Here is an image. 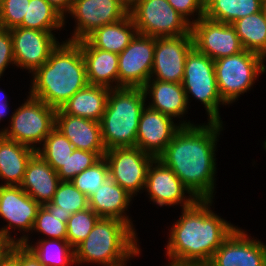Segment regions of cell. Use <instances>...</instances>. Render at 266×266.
Instances as JSON below:
<instances>
[{"instance_id":"1","label":"cell","mask_w":266,"mask_h":266,"mask_svg":"<svg viewBox=\"0 0 266 266\" xmlns=\"http://www.w3.org/2000/svg\"><path fill=\"white\" fill-rule=\"evenodd\" d=\"M222 122L182 126L158 157L197 200H212L216 173L215 147Z\"/></svg>"},{"instance_id":"2","label":"cell","mask_w":266,"mask_h":266,"mask_svg":"<svg viewBox=\"0 0 266 266\" xmlns=\"http://www.w3.org/2000/svg\"><path fill=\"white\" fill-rule=\"evenodd\" d=\"M212 200H196L182 209L167 244L170 261L209 264L215 251L236 228L212 212Z\"/></svg>"},{"instance_id":"3","label":"cell","mask_w":266,"mask_h":266,"mask_svg":"<svg viewBox=\"0 0 266 266\" xmlns=\"http://www.w3.org/2000/svg\"><path fill=\"white\" fill-rule=\"evenodd\" d=\"M86 64L77 41L60 43L48 60L33 73L29 94L60 109L77 91L88 85Z\"/></svg>"},{"instance_id":"4","label":"cell","mask_w":266,"mask_h":266,"mask_svg":"<svg viewBox=\"0 0 266 266\" xmlns=\"http://www.w3.org/2000/svg\"><path fill=\"white\" fill-rule=\"evenodd\" d=\"M137 240L135 229L128 223L100 218L87 238L74 248L75 263L125 265L127 259L140 253Z\"/></svg>"},{"instance_id":"5","label":"cell","mask_w":266,"mask_h":266,"mask_svg":"<svg viewBox=\"0 0 266 266\" xmlns=\"http://www.w3.org/2000/svg\"><path fill=\"white\" fill-rule=\"evenodd\" d=\"M146 98L142 87L110 89L105 112L100 121L101 137L106 150L135 147L138 124Z\"/></svg>"},{"instance_id":"6","label":"cell","mask_w":266,"mask_h":266,"mask_svg":"<svg viewBox=\"0 0 266 266\" xmlns=\"http://www.w3.org/2000/svg\"><path fill=\"white\" fill-rule=\"evenodd\" d=\"M265 60L247 50L214 60L218 91L226 104L234 102L252 87L257 76L266 70Z\"/></svg>"},{"instance_id":"7","label":"cell","mask_w":266,"mask_h":266,"mask_svg":"<svg viewBox=\"0 0 266 266\" xmlns=\"http://www.w3.org/2000/svg\"><path fill=\"white\" fill-rule=\"evenodd\" d=\"M182 86L189 102V94L200 100L208 113L209 122H222L219 104L222 100L216 81L214 60L193 47L186 56Z\"/></svg>"},{"instance_id":"8","label":"cell","mask_w":266,"mask_h":266,"mask_svg":"<svg viewBox=\"0 0 266 266\" xmlns=\"http://www.w3.org/2000/svg\"><path fill=\"white\" fill-rule=\"evenodd\" d=\"M28 98L13 113L10 128H5L0 133L6 138L37 150V143L42 144L56 126L57 109L31 95Z\"/></svg>"},{"instance_id":"9","label":"cell","mask_w":266,"mask_h":266,"mask_svg":"<svg viewBox=\"0 0 266 266\" xmlns=\"http://www.w3.org/2000/svg\"><path fill=\"white\" fill-rule=\"evenodd\" d=\"M129 14L141 35L157 38L191 34V24L167 0H139Z\"/></svg>"},{"instance_id":"10","label":"cell","mask_w":266,"mask_h":266,"mask_svg":"<svg viewBox=\"0 0 266 266\" xmlns=\"http://www.w3.org/2000/svg\"><path fill=\"white\" fill-rule=\"evenodd\" d=\"M109 168V178L130 195L145 188L148 169L155 157L138 147H115L103 156Z\"/></svg>"},{"instance_id":"11","label":"cell","mask_w":266,"mask_h":266,"mask_svg":"<svg viewBox=\"0 0 266 266\" xmlns=\"http://www.w3.org/2000/svg\"><path fill=\"white\" fill-rule=\"evenodd\" d=\"M194 47L212 60L238 54L244 49L232 24L214 21L203 16L192 20Z\"/></svg>"},{"instance_id":"12","label":"cell","mask_w":266,"mask_h":266,"mask_svg":"<svg viewBox=\"0 0 266 266\" xmlns=\"http://www.w3.org/2000/svg\"><path fill=\"white\" fill-rule=\"evenodd\" d=\"M155 37L136 34L129 45L118 54L120 87H143L151 78Z\"/></svg>"},{"instance_id":"13","label":"cell","mask_w":266,"mask_h":266,"mask_svg":"<svg viewBox=\"0 0 266 266\" xmlns=\"http://www.w3.org/2000/svg\"><path fill=\"white\" fill-rule=\"evenodd\" d=\"M68 13L77 21L68 41H79L99 27L124 19L129 10L119 0H74Z\"/></svg>"},{"instance_id":"14","label":"cell","mask_w":266,"mask_h":266,"mask_svg":"<svg viewBox=\"0 0 266 266\" xmlns=\"http://www.w3.org/2000/svg\"><path fill=\"white\" fill-rule=\"evenodd\" d=\"M194 47L191 34L178 37H155L151 77L171 83H182L185 59Z\"/></svg>"},{"instance_id":"15","label":"cell","mask_w":266,"mask_h":266,"mask_svg":"<svg viewBox=\"0 0 266 266\" xmlns=\"http://www.w3.org/2000/svg\"><path fill=\"white\" fill-rule=\"evenodd\" d=\"M16 66L34 73L59 44L52 31L15 27L10 29Z\"/></svg>"},{"instance_id":"16","label":"cell","mask_w":266,"mask_h":266,"mask_svg":"<svg viewBox=\"0 0 266 266\" xmlns=\"http://www.w3.org/2000/svg\"><path fill=\"white\" fill-rule=\"evenodd\" d=\"M40 207L20 186L0 185V216L8 221V225L0 229V236L17 244L9 229L14 226V229L32 231Z\"/></svg>"},{"instance_id":"17","label":"cell","mask_w":266,"mask_h":266,"mask_svg":"<svg viewBox=\"0 0 266 266\" xmlns=\"http://www.w3.org/2000/svg\"><path fill=\"white\" fill-rule=\"evenodd\" d=\"M172 119L157 110L145 107L139 120L135 147L158 158L182 126L193 125L189 121H183L177 126Z\"/></svg>"},{"instance_id":"18","label":"cell","mask_w":266,"mask_h":266,"mask_svg":"<svg viewBox=\"0 0 266 266\" xmlns=\"http://www.w3.org/2000/svg\"><path fill=\"white\" fill-rule=\"evenodd\" d=\"M208 266H266V245L250 239L237 227L215 251Z\"/></svg>"},{"instance_id":"19","label":"cell","mask_w":266,"mask_h":266,"mask_svg":"<svg viewBox=\"0 0 266 266\" xmlns=\"http://www.w3.org/2000/svg\"><path fill=\"white\" fill-rule=\"evenodd\" d=\"M144 189H147L150 199L159 206H174L181 203L182 208H187L197 200L179 177L158 158L152 161L148 169ZM186 192L190 194L188 199Z\"/></svg>"},{"instance_id":"20","label":"cell","mask_w":266,"mask_h":266,"mask_svg":"<svg viewBox=\"0 0 266 266\" xmlns=\"http://www.w3.org/2000/svg\"><path fill=\"white\" fill-rule=\"evenodd\" d=\"M55 127L68 138L75 149L106 152L101 137L100 122L71 116L57 109Z\"/></svg>"},{"instance_id":"21","label":"cell","mask_w":266,"mask_h":266,"mask_svg":"<svg viewBox=\"0 0 266 266\" xmlns=\"http://www.w3.org/2000/svg\"><path fill=\"white\" fill-rule=\"evenodd\" d=\"M60 182L56 171L36 152L26 166L20 187L43 206L50 203Z\"/></svg>"},{"instance_id":"22","label":"cell","mask_w":266,"mask_h":266,"mask_svg":"<svg viewBox=\"0 0 266 266\" xmlns=\"http://www.w3.org/2000/svg\"><path fill=\"white\" fill-rule=\"evenodd\" d=\"M77 42L85 60L88 83L110 89L119 88L118 54L94 48L86 39ZM113 82L116 84L114 87L111 86Z\"/></svg>"},{"instance_id":"23","label":"cell","mask_w":266,"mask_h":266,"mask_svg":"<svg viewBox=\"0 0 266 266\" xmlns=\"http://www.w3.org/2000/svg\"><path fill=\"white\" fill-rule=\"evenodd\" d=\"M152 102L148 107L169 117H181L187 111L188 101L182 83H171L150 78L142 87ZM182 115V116H181Z\"/></svg>"},{"instance_id":"24","label":"cell","mask_w":266,"mask_h":266,"mask_svg":"<svg viewBox=\"0 0 266 266\" xmlns=\"http://www.w3.org/2000/svg\"><path fill=\"white\" fill-rule=\"evenodd\" d=\"M132 197L116 182L108 178L88 199L89 207L101 218L118 219L128 223L133 228L129 217L124 215Z\"/></svg>"},{"instance_id":"25","label":"cell","mask_w":266,"mask_h":266,"mask_svg":"<svg viewBox=\"0 0 266 266\" xmlns=\"http://www.w3.org/2000/svg\"><path fill=\"white\" fill-rule=\"evenodd\" d=\"M35 153L36 149L0 133V179L6 180L4 186L21 185L26 166Z\"/></svg>"},{"instance_id":"26","label":"cell","mask_w":266,"mask_h":266,"mask_svg":"<svg viewBox=\"0 0 266 266\" xmlns=\"http://www.w3.org/2000/svg\"><path fill=\"white\" fill-rule=\"evenodd\" d=\"M110 88L88 84L77 91L60 110L68 115L100 122L105 112Z\"/></svg>"},{"instance_id":"27","label":"cell","mask_w":266,"mask_h":266,"mask_svg":"<svg viewBox=\"0 0 266 266\" xmlns=\"http://www.w3.org/2000/svg\"><path fill=\"white\" fill-rule=\"evenodd\" d=\"M137 34L130 14L117 23L95 29L85 39L94 47L120 54Z\"/></svg>"},{"instance_id":"28","label":"cell","mask_w":266,"mask_h":266,"mask_svg":"<svg viewBox=\"0 0 266 266\" xmlns=\"http://www.w3.org/2000/svg\"><path fill=\"white\" fill-rule=\"evenodd\" d=\"M262 0H204V16L233 24L235 21L262 10Z\"/></svg>"},{"instance_id":"29","label":"cell","mask_w":266,"mask_h":266,"mask_svg":"<svg viewBox=\"0 0 266 266\" xmlns=\"http://www.w3.org/2000/svg\"><path fill=\"white\" fill-rule=\"evenodd\" d=\"M28 239L24 235L17 239V244L28 247L44 266H69L70 263H75L74 248L67 240L40 239V242L32 246L28 243Z\"/></svg>"},{"instance_id":"30","label":"cell","mask_w":266,"mask_h":266,"mask_svg":"<svg viewBox=\"0 0 266 266\" xmlns=\"http://www.w3.org/2000/svg\"><path fill=\"white\" fill-rule=\"evenodd\" d=\"M233 27L244 50L266 57V19L262 11L235 21Z\"/></svg>"},{"instance_id":"31","label":"cell","mask_w":266,"mask_h":266,"mask_svg":"<svg viewBox=\"0 0 266 266\" xmlns=\"http://www.w3.org/2000/svg\"><path fill=\"white\" fill-rule=\"evenodd\" d=\"M63 16L47 0L27 1L26 14L18 27L52 31L61 28L65 23Z\"/></svg>"},{"instance_id":"32","label":"cell","mask_w":266,"mask_h":266,"mask_svg":"<svg viewBox=\"0 0 266 266\" xmlns=\"http://www.w3.org/2000/svg\"><path fill=\"white\" fill-rule=\"evenodd\" d=\"M71 215L70 212L56 210V205L51 202L44 204L38 210L33 230L48 235L51 239L66 240V224Z\"/></svg>"},{"instance_id":"33","label":"cell","mask_w":266,"mask_h":266,"mask_svg":"<svg viewBox=\"0 0 266 266\" xmlns=\"http://www.w3.org/2000/svg\"><path fill=\"white\" fill-rule=\"evenodd\" d=\"M74 149L68 138L55 127L45 138L43 148L38 147L36 152L57 171L65 164Z\"/></svg>"},{"instance_id":"34","label":"cell","mask_w":266,"mask_h":266,"mask_svg":"<svg viewBox=\"0 0 266 266\" xmlns=\"http://www.w3.org/2000/svg\"><path fill=\"white\" fill-rule=\"evenodd\" d=\"M56 205V210L72 214L89 208V200L71 181H61L50 201Z\"/></svg>"},{"instance_id":"35","label":"cell","mask_w":266,"mask_h":266,"mask_svg":"<svg viewBox=\"0 0 266 266\" xmlns=\"http://www.w3.org/2000/svg\"><path fill=\"white\" fill-rule=\"evenodd\" d=\"M108 178V164L105 158L102 157L92 167L86 168L84 171H82L80 174H77L70 181L89 199Z\"/></svg>"},{"instance_id":"36","label":"cell","mask_w":266,"mask_h":266,"mask_svg":"<svg viewBox=\"0 0 266 266\" xmlns=\"http://www.w3.org/2000/svg\"><path fill=\"white\" fill-rule=\"evenodd\" d=\"M101 217L90 207L76 212L67 220V242L75 248L84 241Z\"/></svg>"},{"instance_id":"37","label":"cell","mask_w":266,"mask_h":266,"mask_svg":"<svg viewBox=\"0 0 266 266\" xmlns=\"http://www.w3.org/2000/svg\"><path fill=\"white\" fill-rule=\"evenodd\" d=\"M104 155L105 152H91L74 149L73 153L69 155L68 160L56 171V173L61 181H70L86 168L92 167Z\"/></svg>"},{"instance_id":"38","label":"cell","mask_w":266,"mask_h":266,"mask_svg":"<svg viewBox=\"0 0 266 266\" xmlns=\"http://www.w3.org/2000/svg\"><path fill=\"white\" fill-rule=\"evenodd\" d=\"M27 1L30 0H1L0 27L5 29L18 27L26 14Z\"/></svg>"},{"instance_id":"39","label":"cell","mask_w":266,"mask_h":266,"mask_svg":"<svg viewBox=\"0 0 266 266\" xmlns=\"http://www.w3.org/2000/svg\"><path fill=\"white\" fill-rule=\"evenodd\" d=\"M11 63L15 64L10 29L0 27V78Z\"/></svg>"},{"instance_id":"40","label":"cell","mask_w":266,"mask_h":266,"mask_svg":"<svg viewBox=\"0 0 266 266\" xmlns=\"http://www.w3.org/2000/svg\"><path fill=\"white\" fill-rule=\"evenodd\" d=\"M171 6L182 15L190 24L191 21L188 19L195 12L198 13L197 20L204 16V0H167Z\"/></svg>"},{"instance_id":"41","label":"cell","mask_w":266,"mask_h":266,"mask_svg":"<svg viewBox=\"0 0 266 266\" xmlns=\"http://www.w3.org/2000/svg\"><path fill=\"white\" fill-rule=\"evenodd\" d=\"M18 266H44L26 246L18 244Z\"/></svg>"},{"instance_id":"42","label":"cell","mask_w":266,"mask_h":266,"mask_svg":"<svg viewBox=\"0 0 266 266\" xmlns=\"http://www.w3.org/2000/svg\"><path fill=\"white\" fill-rule=\"evenodd\" d=\"M0 266H18V244H14L11 251L0 262Z\"/></svg>"},{"instance_id":"43","label":"cell","mask_w":266,"mask_h":266,"mask_svg":"<svg viewBox=\"0 0 266 266\" xmlns=\"http://www.w3.org/2000/svg\"><path fill=\"white\" fill-rule=\"evenodd\" d=\"M55 9H57L63 16L69 12L74 0H47Z\"/></svg>"},{"instance_id":"44","label":"cell","mask_w":266,"mask_h":266,"mask_svg":"<svg viewBox=\"0 0 266 266\" xmlns=\"http://www.w3.org/2000/svg\"><path fill=\"white\" fill-rule=\"evenodd\" d=\"M14 243L0 236V262L11 251Z\"/></svg>"},{"instance_id":"45","label":"cell","mask_w":266,"mask_h":266,"mask_svg":"<svg viewBox=\"0 0 266 266\" xmlns=\"http://www.w3.org/2000/svg\"><path fill=\"white\" fill-rule=\"evenodd\" d=\"M0 121L1 119L4 117V115H6L7 113V108H8V104L7 101L3 102V100L1 99V95H0Z\"/></svg>"},{"instance_id":"46","label":"cell","mask_w":266,"mask_h":266,"mask_svg":"<svg viewBox=\"0 0 266 266\" xmlns=\"http://www.w3.org/2000/svg\"><path fill=\"white\" fill-rule=\"evenodd\" d=\"M167 266H208L207 264L179 263L171 261Z\"/></svg>"},{"instance_id":"47","label":"cell","mask_w":266,"mask_h":266,"mask_svg":"<svg viewBox=\"0 0 266 266\" xmlns=\"http://www.w3.org/2000/svg\"><path fill=\"white\" fill-rule=\"evenodd\" d=\"M127 10H130L139 0H119Z\"/></svg>"},{"instance_id":"48","label":"cell","mask_w":266,"mask_h":266,"mask_svg":"<svg viewBox=\"0 0 266 266\" xmlns=\"http://www.w3.org/2000/svg\"><path fill=\"white\" fill-rule=\"evenodd\" d=\"M262 13L264 15V18L266 19V0L262 2Z\"/></svg>"}]
</instances>
